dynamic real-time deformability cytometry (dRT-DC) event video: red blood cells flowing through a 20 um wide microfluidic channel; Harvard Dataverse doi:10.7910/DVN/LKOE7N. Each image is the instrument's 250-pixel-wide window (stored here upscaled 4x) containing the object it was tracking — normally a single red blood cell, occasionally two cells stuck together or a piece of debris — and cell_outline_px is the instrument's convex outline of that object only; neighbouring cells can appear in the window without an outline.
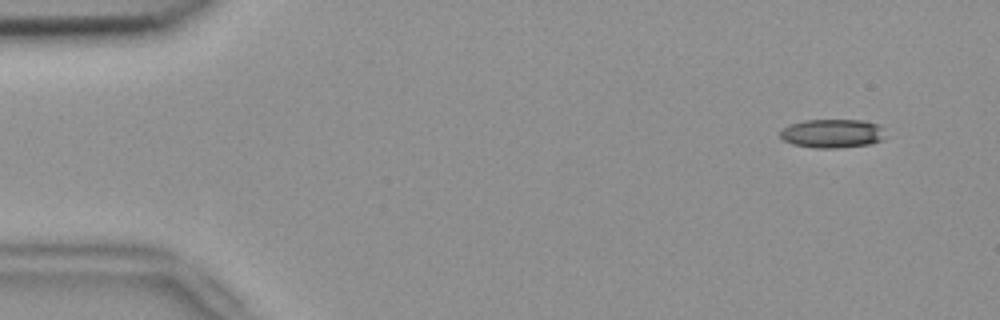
{"species": "common noctule bat (a hibernating species)", "species_latin": "Nyctalus noctula", "temperature_condition": "room temperature", "stored_images_in_passage": 53, "camera_frame_rate_fps": 3000, "um_per_image_px": 0.085, "animal": {"sex": "female", "body_mass_g": 18.4}, "frame": {"image": 1, "passage_image": 3, "time_ms": 0.667, "image_size_px": [1000, 320], "cell_outline_px": [[884, 140], [872, 144], [836, 148], [816, 148], [792, 144], [784, 140], [780, 136], [780, 132], [788, 124], [804, 120], [864, 120], [880, 124]], "centroid_in_image_um": [70.75, 11.34], "position_along_channel_um": 14.3, "area_um2": 17.74}}
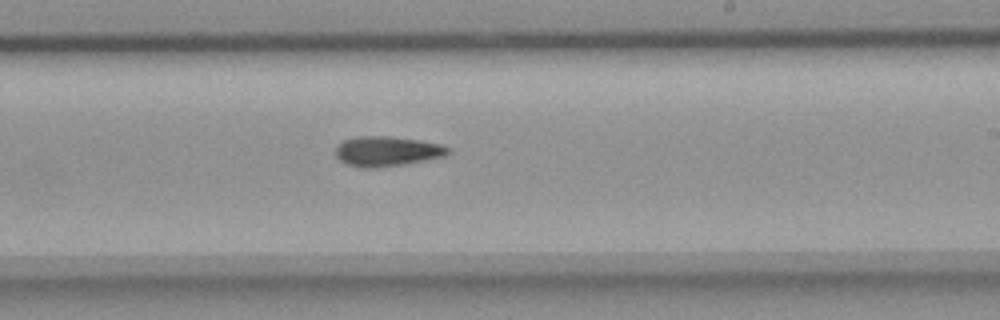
{"frame": {"image": 2, "passage_image": 31, "time_ms": 10.0, "image_size_px": [1000, 320], "cell_outline_px": [[452, 152], [444, 156], [404, 164], [376, 168], [360, 168], [344, 164], [336, 156], [336, 148], [344, 140], [356, 136], [388, 136], [420, 140], [440, 144], [452, 148]], "centroid_in_image_um": [32.9, 12.86], "position_along_channel_um": 256.1, "area_um2": 19.77}}
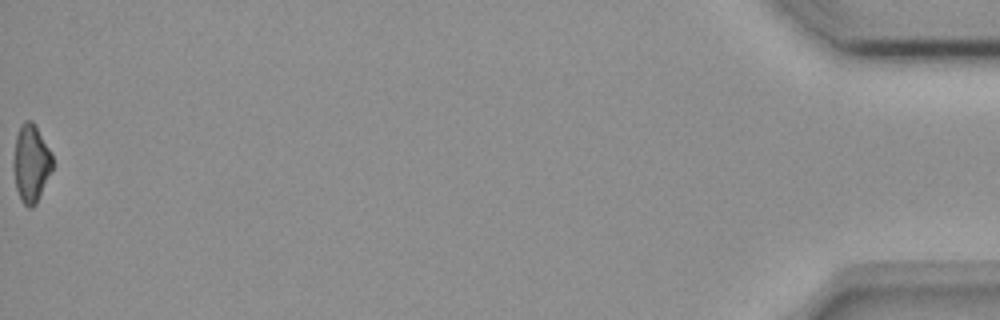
{"frame": {"image": 3, "passage_image": 53, "time_ms": 17.333, "image_size_px": [1000, 320], "cell_outline_px": [[52, 168], [36, 204], [32, 208], [28, 208], [20, 200], [16, 188], [12, 168], [12, 160], [16, 136], [20, 124], [24, 120], [32, 120], [36, 124], [52, 152]], "centroid_in_image_um": [2.61, 13.84], "position_along_channel_um": 432.6, "area_um2": 18.03}}